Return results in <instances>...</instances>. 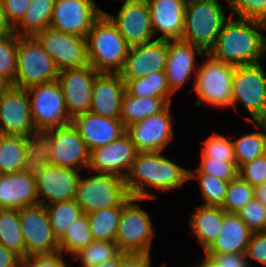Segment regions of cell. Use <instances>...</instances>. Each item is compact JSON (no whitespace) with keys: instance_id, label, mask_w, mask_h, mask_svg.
<instances>
[{"instance_id":"obj_1","label":"cell","mask_w":266,"mask_h":267,"mask_svg":"<svg viewBox=\"0 0 266 267\" xmlns=\"http://www.w3.org/2000/svg\"><path fill=\"white\" fill-rule=\"evenodd\" d=\"M189 181V168L178 165L175 160L161 152H138L129 174L125 178L131 197L156 199L155 191L169 192L182 188Z\"/></svg>"},{"instance_id":"obj_2","label":"cell","mask_w":266,"mask_h":267,"mask_svg":"<svg viewBox=\"0 0 266 267\" xmlns=\"http://www.w3.org/2000/svg\"><path fill=\"white\" fill-rule=\"evenodd\" d=\"M264 31V22L230 16L208 53L233 66L261 63L266 58Z\"/></svg>"},{"instance_id":"obj_3","label":"cell","mask_w":266,"mask_h":267,"mask_svg":"<svg viewBox=\"0 0 266 267\" xmlns=\"http://www.w3.org/2000/svg\"><path fill=\"white\" fill-rule=\"evenodd\" d=\"M90 65L99 73H119L125 63L129 45L116 25L103 12L87 36Z\"/></svg>"},{"instance_id":"obj_4","label":"cell","mask_w":266,"mask_h":267,"mask_svg":"<svg viewBox=\"0 0 266 267\" xmlns=\"http://www.w3.org/2000/svg\"><path fill=\"white\" fill-rule=\"evenodd\" d=\"M227 5V0H224ZM220 0H187L181 40L208 53L217 40L227 17Z\"/></svg>"},{"instance_id":"obj_5","label":"cell","mask_w":266,"mask_h":267,"mask_svg":"<svg viewBox=\"0 0 266 267\" xmlns=\"http://www.w3.org/2000/svg\"><path fill=\"white\" fill-rule=\"evenodd\" d=\"M195 77L193 92L197 96L194 105L226 110L232 105V85L235 66L213 58L209 53L202 56ZM202 62V63H201Z\"/></svg>"},{"instance_id":"obj_6","label":"cell","mask_w":266,"mask_h":267,"mask_svg":"<svg viewBox=\"0 0 266 267\" xmlns=\"http://www.w3.org/2000/svg\"><path fill=\"white\" fill-rule=\"evenodd\" d=\"M89 174L88 177L81 174L75 197L83 213L123 206L131 197L124 178L92 171Z\"/></svg>"},{"instance_id":"obj_7","label":"cell","mask_w":266,"mask_h":267,"mask_svg":"<svg viewBox=\"0 0 266 267\" xmlns=\"http://www.w3.org/2000/svg\"><path fill=\"white\" fill-rule=\"evenodd\" d=\"M148 199L130 197L122 208L115 236L118 249L125 253H152V242L156 232L152 219L140 202Z\"/></svg>"},{"instance_id":"obj_8","label":"cell","mask_w":266,"mask_h":267,"mask_svg":"<svg viewBox=\"0 0 266 267\" xmlns=\"http://www.w3.org/2000/svg\"><path fill=\"white\" fill-rule=\"evenodd\" d=\"M59 70L53 58L34 36H19L15 87L28 89L58 80Z\"/></svg>"},{"instance_id":"obj_9","label":"cell","mask_w":266,"mask_h":267,"mask_svg":"<svg viewBox=\"0 0 266 267\" xmlns=\"http://www.w3.org/2000/svg\"><path fill=\"white\" fill-rule=\"evenodd\" d=\"M263 62L235 66L231 109L242 104L249 115L244 121H266V73Z\"/></svg>"},{"instance_id":"obj_10","label":"cell","mask_w":266,"mask_h":267,"mask_svg":"<svg viewBox=\"0 0 266 267\" xmlns=\"http://www.w3.org/2000/svg\"><path fill=\"white\" fill-rule=\"evenodd\" d=\"M30 100L31 118L36 130H49L69 125L61 84L58 80L26 89Z\"/></svg>"},{"instance_id":"obj_11","label":"cell","mask_w":266,"mask_h":267,"mask_svg":"<svg viewBox=\"0 0 266 267\" xmlns=\"http://www.w3.org/2000/svg\"><path fill=\"white\" fill-rule=\"evenodd\" d=\"M53 58L59 71L90 65L87 40L48 26L34 36Z\"/></svg>"},{"instance_id":"obj_12","label":"cell","mask_w":266,"mask_h":267,"mask_svg":"<svg viewBox=\"0 0 266 267\" xmlns=\"http://www.w3.org/2000/svg\"><path fill=\"white\" fill-rule=\"evenodd\" d=\"M21 231L26 257L59 251L45 205L36 204L19 209Z\"/></svg>"},{"instance_id":"obj_13","label":"cell","mask_w":266,"mask_h":267,"mask_svg":"<svg viewBox=\"0 0 266 267\" xmlns=\"http://www.w3.org/2000/svg\"><path fill=\"white\" fill-rule=\"evenodd\" d=\"M171 104L158 114L126 127L137 152H161L166 150L174 138Z\"/></svg>"},{"instance_id":"obj_14","label":"cell","mask_w":266,"mask_h":267,"mask_svg":"<svg viewBox=\"0 0 266 267\" xmlns=\"http://www.w3.org/2000/svg\"><path fill=\"white\" fill-rule=\"evenodd\" d=\"M95 0H55L49 26L86 38L95 20L103 13Z\"/></svg>"},{"instance_id":"obj_15","label":"cell","mask_w":266,"mask_h":267,"mask_svg":"<svg viewBox=\"0 0 266 267\" xmlns=\"http://www.w3.org/2000/svg\"><path fill=\"white\" fill-rule=\"evenodd\" d=\"M120 8L116 16L103 12L116 25L129 46L145 44L156 39L147 0H124Z\"/></svg>"},{"instance_id":"obj_16","label":"cell","mask_w":266,"mask_h":267,"mask_svg":"<svg viewBox=\"0 0 266 267\" xmlns=\"http://www.w3.org/2000/svg\"><path fill=\"white\" fill-rule=\"evenodd\" d=\"M51 133L50 164L73 170L88 171L90 151L72 123L48 130Z\"/></svg>"},{"instance_id":"obj_17","label":"cell","mask_w":266,"mask_h":267,"mask_svg":"<svg viewBox=\"0 0 266 267\" xmlns=\"http://www.w3.org/2000/svg\"><path fill=\"white\" fill-rule=\"evenodd\" d=\"M204 54L205 53L200 48L181 39L168 40L165 74L167 77V84L173 94L183 88V85L187 86L191 81H193V83H191L193 84V91L199 65V61L196 58L198 56L202 58Z\"/></svg>"},{"instance_id":"obj_18","label":"cell","mask_w":266,"mask_h":267,"mask_svg":"<svg viewBox=\"0 0 266 267\" xmlns=\"http://www.w3.org/2000/svg\"><path fill=\"white\" fill-rule=\"evenodd\" d=\"M137 153L135 145L125 132L115 141L90 151L88 170L125 179Z\"/></svg>"},{"instance_id":"obj_19","label":"cell","mask_w":266,"mask_h":267,"mask_svg":"<svg viewBox=\"0 0 266 267\" xmlns=\"http://www.w3.org/2000/svg\"><path fill=\"white\" fill-rule=\"evenodd\" d=\"M98 74L91 65L59 71L58 81L71 118L90 111L94 79Z\"/></svg>"},{"instance_id":"obj_20","label":"cell","mask_w":266,"mask_h":267,"mask_svg":"<svg viewBox=\"0 0 266 267\" xmlns=\"http://www.w3.org/2000/svg\"><path fill=\"white\" fill-rule=\"evenodd\" d=\"M34 130L26 89L12 85L0 94V134L27 136Z\"/></svg>"},{"instance_id":"obj_21","label":"cell","mask_w":266,"mask_h":267,"mask_svg":"<svg viewBox=\"0 0 266 267\" xmlns=\"http://www.w3.org/2000/svg\"><path fill=\"white\" fill-rule=\"evenodd\" d=\"M167 54L168 40L155 39L130 46L119 74L123 80H136L154 72L165 71Z\"/></svg>"},{"instance_id":"obj_22","label":"cell","mask_w":266,"mask_h":267,"mask_svg":"<svg viewBox=\"0 0 266 267\" xmlns=\"http://www.w3.org/2000/svg\"><path fill=\"white\" fill-rule=\"evenodd\" d=\"M81 172L48 165L35 177L39 204L75 199Z\"/></svg>"},{"instance_id":"obj_23","label":"cell","mask_w":266,"mask_h":267,"mask_svg":"<svg viewBox=\"0 0 266 267\" xmlns=\"http://www.w3.org/2000/svg\"><path fill=\"white\" fill-rule=\"evenodd\" d=\"M71 123L89 151L115 141L126 132L120 119L103 117L90 111L73 117Z\"/></svg>"},{"instance_id":"obj_24","label":"cell","mask_w":266,"mask_h":267,"mask_svg":"<svg viewBox=\"0 0 266 267\" xmlns=\"http://www.w3.org/2000/svg\"><path fill=\"white\" fill-rule=\"evenodd\" d=\"M124 92L125 82L119 73H99L94 79L90 112L120 119Z\"/></svg>"},{"instance_id":"obj_25","label":"cell","mask_w":266,"mask_h":267,"mask_svg":"<svg viewBox=\"0 0 266 267\" xmlns=\"http://www.w3.org/2000/svg\"><path fill=\"white\" fill-rule=\"evenodd\" d=\"M156 39H182L187 0H147Z\"/></svg>"},{"instance_id":"obj_26","label":"cell","mask_w":266,"mask_h":267,"mask_svg":"<svg viewBox=\"0 0 266 267\" xmlns=\"http://www.w3.org/2000/svg\"><path fill=\"white\" fill-rule=\"evenodd\" d=\"M39 204L36 179L23 171L0 174V209H21Z\"/></svg>"},{"instance_id":"obj_27","label":"cell","mask_w":266,"mask_h":267,"mask_svg":"<svg viewBox=\"0 0 266 267\" xmlns=\"http://www.w3.org/2000/svg\"><path fill=\"white\" fill-rule=\"evenodd\" d=\"M252 234L237 214L224 211L222 231L204 253H245Z\"/></svg>"},{"instance_id":"obj_28","label":"cell","mask_w":266,"mask_h":267,"mask_svg":"<svg viewBox=\"0 0 266 267\" xmlns=\"http://www.w3.org/2000/svg\"><path fill=\"white\" fill-rule=\"evenodd\" d=\"M224 223V210L218 206L198 205L191 213L189 225L203 252L219 237Z\"/></svg>"},{"instance_id":"obj_29","label":"cell","mask_w":266,"mask_h":267,"mask_svg":"<svg viewBox=\"0 0 266 267\" xmlns=\"http://www.w3.org/2000/svg\"><path fill=\"white\" fill-rule=\"evenodd\" d=\"M169 104H172V98L135 97L125 91L121 100L120 120L126 128L148 116L160 113Z\"/></svg>"},{"instance_id":"obj_30","label":"cell","mask_w":266,"mask_h":267,"mask_svg":"<svg viewBox=\"0 0 266 267\" xmlns=\"http://www.w3.org/2000/svg\"><path fill=\"white\" fill-rule=\"evenodd\" d=\"M26 160L23 172L36 177L51 161V133L48 130H34L25 136Z\"/></svg>"},{"instance_id":"obj_31","label":"cell","mask_w":266,"mask_h":267,"mask_svg":"<svg viewBox=\"0 0 266 267\" xmlns=\"http://www.w3.org/2000/svg\"><path fill=\"white\" fill-rule=\"evenodd\" d=\"M256 131L232 138L237 167L266 153V121H248Z\"/></svg>"},{"instance_id":"obj_32","label":"cell","mask_w":266,"mask_h":267,"mask_svg":"<svg viewBox=\"0 0 266 267\" xmlns=\"http://www.w3.org/2000/svg\"><path fill=\"white\" fill-rule=\"evenodd\" d=\"M55 0H31L22 20L14 27L18 36H35L51 21Z\"/></svg>"},{"instance_id":"obj_33","label":"cell","mask_w":266,"mask_h":267,"mask_svg":"<svg viewBox=\"0 0 266 267\" xmlns=\"http://www.w3.org/2000/svg\"><path fill=\"white\" fill-rule=\"evenodd\" d=\"M25 154V136L0 134V174L23 171Z\"/></svg>"},{"instance_id":"obj_34","label":"cell","mask_w":266,"mask_h":267,"mask_svg":"<svg viewBox=\"0 0 266 267\" xmlns=\"http://www.w3.org/2000/svg\"><path fill=\"white\" fill-rule=\"evenodd\" d=\"M0 244L22 259L26 258L19 209H0Z\"/></svg>"},{"instance_id":"obj_35","label":"cell","mask_w":266,"mask_h":267,"mask_svg":"<svg viewBox=\"0 0 266 267\" xmlns=\"http://www.w3.org/2000/svg\"><path fill=\"white\" fill-rule=\"evenodd\" d=\"M125 91L135 97L172 98L173 93L167 84L165 71L149 74L136 80H123Z\"/></svg>"},{"instance_id":"obj_36","label":"cell","mask_w":266,"mask_h":267,"mask_svg":"<svg viewBox=\"0 0 266 267\" xmlns=\"http://www.w3.org/2000/svg\"><path fill=\"white\" fill-rule=\"evenodd\" d=\"M52 232L58 242L63 238L73 222L83 214L75 199L54 202L46 205Z\"/></svg>"},{"instance_id":"obj_37","label":"cell","mask_w":266,"mask_h":267,"mask_svg":"<svg viewBox=\"0 0 266 267\" xmlns=\"http://www.w3.org/2000/svg\"><path fill=\"white\" fill-rule=\"evenodd\" d=\"M123 206L100 209L88 214L94 240L115 241Z\"/></svg>"},{"instance_id":"obj_38","label":"cell","mask_w":266,"mask_h":267,"mask_svg":"<svg viewBox=\"0 0 266 267\" xmlns=\"http://www.w3.org/2000/svg\"><path fill=\"white\" fill-rule=\"evenodd\" d=\"M88 214H81L59 241V251L65 255L74 256L82 248L93 242Z\"/></svg>"},{"instance_id":"obj_39","label":"cell","mask_w":266,"mask_h":267,"mask_svg":"<svg viewBox=\"0 0 266 267\" xmlns=\"http://www.w3.org/2000/svg\"><path fill=\"white\" fill-rule=\"evenodd\" d=\"M120 253L115 241L94 240L78 251L72 259L74 262L79 261L80 267H95L111 261Z\"/></svg>"},{"instance_id":"obj_40","label":"cell","mask_w":266,"mask_h":267,"mask_svg":"<svg viewBox=\"0 0 266 267\" xmlns=\"http://www.w3.org/2000/svg\"><path fill=\"white\" fill-rule=\"evenodd\" d=\"M198 180L204 206L221 207L229 186V181L204 173H189V181Z\"/></svg>"},{"instance_id":"obj_41","label":"cell","mask_w":266,"mask_h":267,"mask_svg":"<svg viewBox=\"0 0 266 267\" xmlns=\"http://www.w3.org/2000/svg\"><path fill=\"white\" fill-rule=\"evenodd\" d=\"M255 195V187L237 176L229 181L225 200L221 208L226 213H235L241 210Z\"/></svg>"},{"instance_id":"obj_42","label":"cell","mask_w":266,"mask_h":267,"mask_svg":"<svg viewBox=\"0 0 266 267\" xmlns=\"http://www.w3.org/2000/svg\"><path fill=\"white\" fill-rule=\"evenodd\" d=\"M204 146L201 148L200 158H214L226 162H236L234 156L233 141L227 136L213 131L212 135L202 141Z\"/></svg>"},{"instance_id":"obj_43","label":"cell","mask_w":266,"mask_h":267,"mask_svg":"<svg viewBox=\"0 0 266 267\" xmlns=\"http://www.w3.org/2000/svg\"><path fill=\"white\" fill-rule=\"evenodd\" d=\"M18 38L15 32L0 36V74L12 84L16 77Z\"/></svg>"},{"instance_id":"obj_44","label":"cell","mask_w":266,"mask_h":267,"mask_svg":"<svg viewBox=\"0 0 266 267\" xmlns=\"http://www.w3.org/2000/svg\"><path fill=\"white\" fill-rule=\"evenodd\" d=\"M199 166L189 173H204L216 176L225 181H231L238 176V167L236 162H226L214 158H200Z\"/></svg>"},{"instance_id":"obj_45","label":"cell","mask_w":266,"mask_h":267,"mask_svg":"<svg viewBox=\"0 0 266 267\" xmlns=\"http://www.w3.org/2000/svg\"><path fill=\"white\" fill-rule=\"evenodd\" d=\"M230 15L266 23V0H227Z\"/></svg>"},{"instance_id":"obj_46","label":"cell","mask_w":266,"mask_h":267,"mask_svg":"<svg viewBox=\"0 0 266 267\" xmlns=\"http://www.w3.org/2000/svg\"><path fill=\"white\" fill-rule=\"evenodd\" d=\"M237 215L253 233L266 230V207L255 197Z\"/></svg>"},{"instance_id":"obj_47","label":"cell","mask_w":266,"mask_h":267,"mask_svg":"<svg viewBox=\"0 0 266 267\" xmlns=\"http://www.w3.org/2000/svg\"><path fill=\"white\" fill-rule=\"evenodd\" d=\"M238 176L251 186L258 187L266 182V153L238 167Z\"/></svg>"},{"instance_id":"obj_48","label":"cell","mask_w":266,"mask_h":267,"mask_svg":"<svg viewBox=\"0 0 266 267\" xmlns=\"http://www.w3.org/2000/svg\"><path fill=\"white\" fill-rule=\"evenodd\" d=\"M201 263L206 267H249L245 253H203Z\"/></svg>"},{"instance_id":"obj_49","label":"cell","mask_w":266,"mask_h":267,"mask_svg":"<svg viewBox=\"0 0 266 267\" xmlns=\"http://www.w3.org/2000/svg\"><path fill=\"white\" fill-rule=\"evenodd\" d=\"M245 257L249 267L254 266L253 261L261 267H266V230L252 234Z\"/></svg>"},{"instance_id":"obj_50","label":"cell","mask_w":266,"mask_h":267,"mask_svg":"<svg viewBox=\"0 0 266 267\" xmlns=\"http://www.w3.org/2000/svg\"><path fill=\"white\" fill-rule=\"evenodd\" d=\"M64 256L61 251L27 256L23 259L22 267H71L65 262Z\"/></svg>"},{"instance_id":"obj_51","label":"cell","mask_w":266,"mask_h":267,"mask_svg":"<svg viewBox=\"0 0 266 267\" xmlns=\"http://www.w3.org/2000/svg\"><path fill=\"white\" fill-rule=\"evenodd\" d=\"M31 0H2L8 22L14 28L24 17Z\"/></svg>"},{"instance_id":"obj_52","label":"cell","mask_w":266,"mask_h":267,"mask_svg":"<svg viewBox=\"0 0 266 267\" xmlns=\"http://www.w3.org/2000/svg\"><path fill=\"white\" fill-rule=\"evenodd\" d=\"M151 253L122 252V267H152Z\"/></svg>"},{"instance_id":"obj_53","label":"cell","mask_w":266,"mask_h":267,"mask_svg":"<svg viewBox=\"0 0 266 267\" xmlns=\"http://www.w3.org/2000/svg\"><path fill=\"white\" fill-rule=\"evenodd\" d=\"M23 259L0 244V267H22Z\"/></svg>"},{"instance_id":"obj_54","label":"cell","mask_w":266,"mask_h":267,"mask_svg":"<svg viewBox=\"0 0 266 267\" xmlns=\"http://www.w3.org/2000/svg\"><path fill=\"white\" fill-rule=\"evenodd\" d=\"M14 32V28L8 22L3 8L2 0H0V36L9 35Z\"/></svg>"},{"instance_id":"obj_55","label":"cell","mask_w":266,"mask_h":267,"mask_svg":"<svg viewBox=\"0 0 266 267\" xmlns=\"http://www.w3.org/2000/svg\"><path fill=\"white\" fill-rule=\"evenodd\" d=\"M254 197L266 207V182L258 187H255Z\"/></svg>"},{"instance_id":"obj_56","label":"cell","mask_w":266,"mask_h":267,"mask_svg":"<svg viewBox=\"0 0 266 267\" xmlns=\"http://www.w3.org/2000/svg\"><path fill=\"white\" fill-rule=\"evenodd\" d=\"M95 267H122V252L111 261H108L104 264Z\"/></svg>"},{"instance_id":"obj_57","label":"cell","mask_w":266,"mask_h":267,"mask_svg":"<svg viewBox=\"0 0 266 267\" xmlns=\"http://www.w3.org/2000/svg\"><path fill=\"white\" fill-rule=\"evenodd\" d=\"M12 86V83L0 74V94L7 91Z\"/></svg>"},{"instance_id":"obj_58","label":"cell","mask_w":266,"mask_h":267,"mask_svg":"<svg viewBox=\"0 0 266 267\" xmlns=\"http://www.w3.org/2000/svg\"><path fill=\"white\" fill-rule=\"evenodd\" d=\"M191 267H206V266L202 264L201 262H198V263L193 264Z\"/></svg>"},{"instance_id":"obj_59","label":"cell","mask_w":266,"mask_h":267,"mask_svg":"<svg viewBox=\"0 0 266 267\" xmlns=\"http://www.w3.org/2000/svg\"><path fill=\"white\" fill-rule=\"evenodd\" d=\"M159 267H167V263L163 262Z\"/></svg>"}]
</instances>
